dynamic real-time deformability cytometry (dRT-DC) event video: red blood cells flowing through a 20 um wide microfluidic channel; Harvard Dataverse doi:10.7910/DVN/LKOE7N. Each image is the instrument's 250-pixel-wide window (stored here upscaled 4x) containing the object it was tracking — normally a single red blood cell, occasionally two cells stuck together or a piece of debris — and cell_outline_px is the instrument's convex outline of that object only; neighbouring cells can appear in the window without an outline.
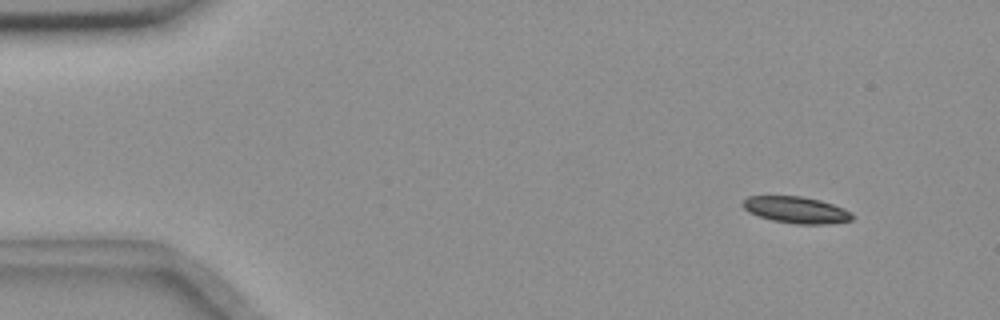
{"species": "common noctule bat (a hibernating species)", "species_latin": "Nyctalus noctula", "temperature_condition": "room temperature", "stored_images_in_passage": 55, "camera_frame_rate_fps": 3000, "um_per_image_px": 0.085, "animal": {"sex": "female", "body_mass_g": 18.4}, "frame": {"image": 1, "passage_image": 5, "time_ms": 1.333, "image_size_px": [1000, 320], "cell_outline_px": [[852, 220], [828, 224], [796, 224], [772, 220], [748, 212], [744, 208], [744, 200], [748, 196], [800, 196], [820, 200], [844, 208], [852, 212]], "centroid_in_image_um": [67.7, 17.84], "position_along_channel_um": 17.3, "area_um2": 16.82}}
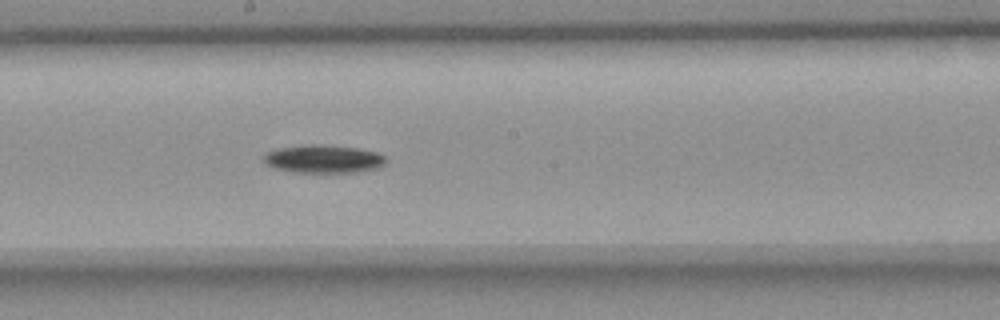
{"frame": {"image": 2, "passage_image": 30, "time_ms": 9.667, "image_size_px": [1000, 320], "cell_outline_px": [[388, 160], [380, 168], [360, 172], [292, 172], [276, 168], [268, 164], [264, 160], [264, 156], [268, 152], [280, 148], [312, 144], [316, 144], [356, 148], [380, 152]], "centroid_in_image_um": [27.59, 13.52], "position_along_channel_um": 220.6, "area_um2": 19.88}}
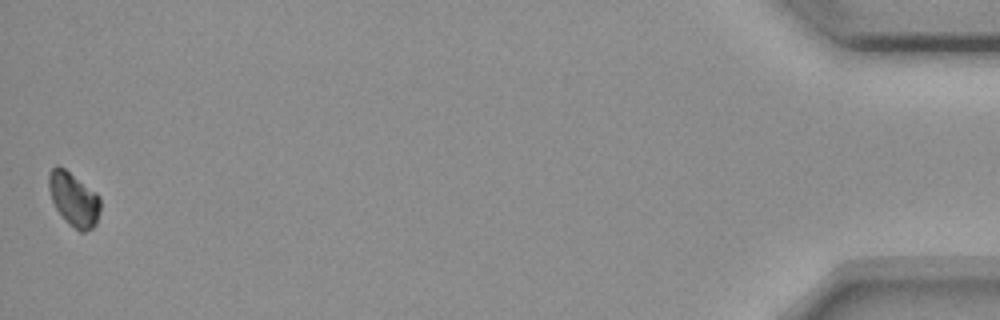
{"frame": {"image": 3, "passage_image": 55, "time_ms": 18.0, "image_size_px": [1000, 320], "cell_outline_px": [[100, 212], [96, 224], [92, 228], [84, 232], [80, 232], [68, 224], [64, 220], [56, 208], [52, 200], [48, 188], [48, 172], [56, 164], [64, 168], [96, 192], [100, 196]], "centroid_in_image_um": [6.26, 16.94], "position_along_channel_um": 428.9, "area_um2": 16.36}, "authors_computed_cell_mechanics": {"area_um2": 17.6868, "velocity_mm_per_s": 3.6248, "shape_relaxation_time_tau1_ms": 1.3697, "shape_relaxation_time_tau2_ms": null, "deformation_change_tau1": 0.1195, "deformation_change_tau2": null}}